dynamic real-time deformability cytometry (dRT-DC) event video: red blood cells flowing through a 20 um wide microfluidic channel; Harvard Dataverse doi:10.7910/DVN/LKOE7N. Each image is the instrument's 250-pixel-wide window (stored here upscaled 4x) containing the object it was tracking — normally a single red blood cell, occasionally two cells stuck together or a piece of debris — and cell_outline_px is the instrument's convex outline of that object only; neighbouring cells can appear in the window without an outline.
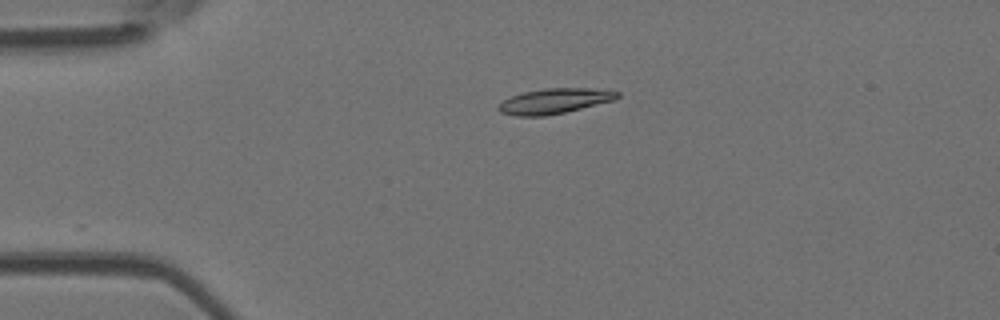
{"species": "Egyptian fruit bat (a non-hibernating species)", "species_latin": "Rousettus aegyptiacus", "temperature_condition": "room temperature", "stored_images_in_passage": 19, "camera_frame_rate_fps": 3000, "um_per_image_px": 0.085, "animal": {"sex": "female"}, "frame": {"image": 1, "passage_image": 1, "time_ms": 0.0, "image_size_px": [1000, 320], "cell_outline_px": [[620, 96], [616, 100], [564, 112], [544, 116], [516, 116], [500, 112], [496, 108], [504, 100], [512, 96], [524, 92], [544, 88], [588, 88], [620, 92]], "centroid_in_image_um": [47.14, 8.59], "position_along_channel_um": 37.9, "area_um2": 17.34}}
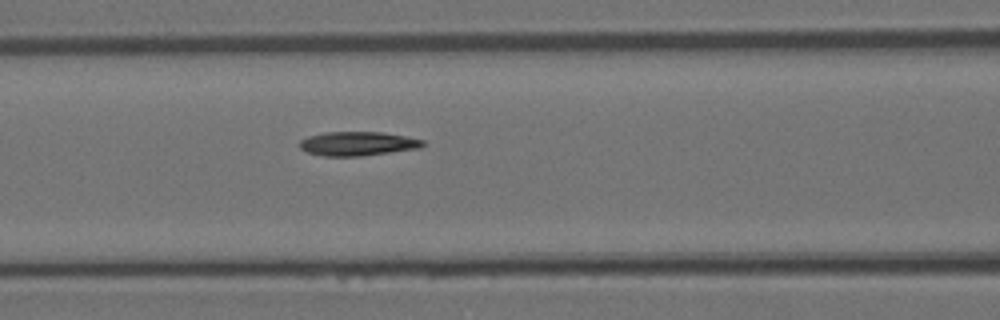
{"frame": {"image": 2, "passage_image": 11, "time_ms": 3.333, "image_size_px": [1000, 320], "cell_outline_px": [[424, 144], [420, 148], [360, 156], [324, 156], [308, 152], [300, 148], [300, 140], [308, 136], [324, 132], [380, 132], [404, 136], [424, 140]], "centroid_in_image_um": [30.38, 12.21], "position_along_channel_um": 136.2, "area_um2": 17.11}}
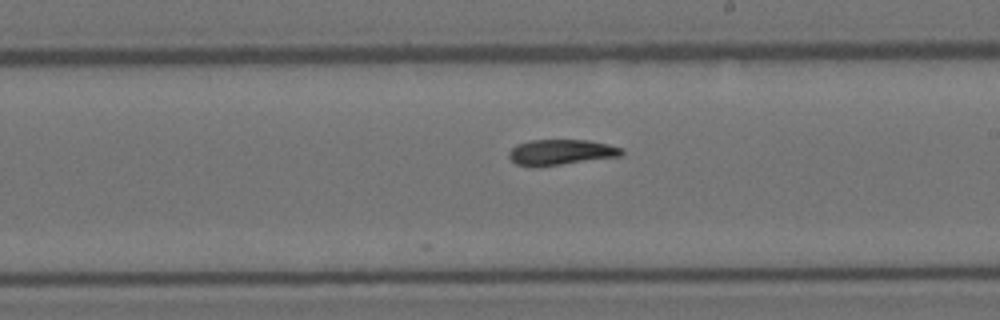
{"frame": {"image": 3, "passage_image": 19, "time_ms": 6.0, "image_size_px": [1000, 320], "cell_outline_px": [[624, 152], [620, 156], [532, 168], [516, 164], [508, 156], [508, 152], [516, 144], [532, 140], [588, 140], [608, 144], [624, 148]], "centroid_in_image_um": [47.65, 12.94], "position_along_channel_um": 241.3, "area_um2": 16.88}}